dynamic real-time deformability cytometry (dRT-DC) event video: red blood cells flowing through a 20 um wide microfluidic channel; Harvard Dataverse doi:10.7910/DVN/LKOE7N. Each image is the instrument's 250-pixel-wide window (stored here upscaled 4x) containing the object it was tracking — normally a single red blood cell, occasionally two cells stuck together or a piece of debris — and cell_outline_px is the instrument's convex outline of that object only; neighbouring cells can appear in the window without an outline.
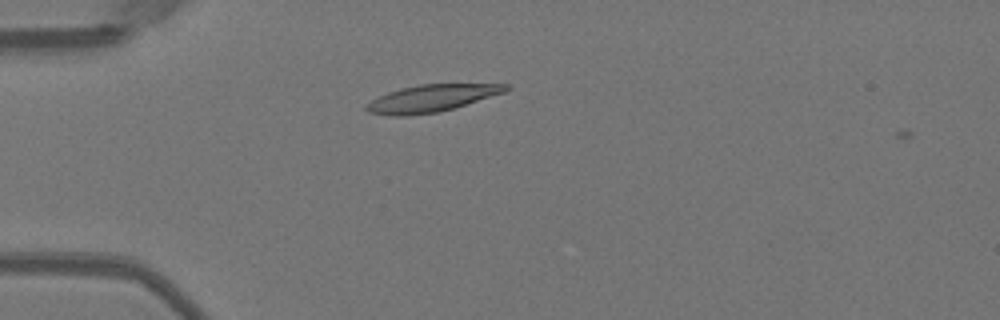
{"species": "Egyptian fruit bat (a non-hibernating species)", "species_latin": "Rousettus aegyptiacus", "temperature_condition": "warm", "stored_images_in_passage": 6, "camera_frame_rate_fps": 3000, "um_per_image_px": 0.085, "animal": {"sex": "female"}, "frame": {"image": 1, "passage_image": 4, "time_ms": 1.0, "image_size_px": [1000, 320], "cell_outline_px": [[508, 88], [504, 92], [452, 108], [436, 112], [408, 116], [388, 116], [368, 112], [364, 108], [372, 100], [388, 92], [420, 84], [508, 84]], "centroid_in_image_um": [36.62, 8.36], "position_along_channel_um": 48.4, "area_um2": 21.5}}